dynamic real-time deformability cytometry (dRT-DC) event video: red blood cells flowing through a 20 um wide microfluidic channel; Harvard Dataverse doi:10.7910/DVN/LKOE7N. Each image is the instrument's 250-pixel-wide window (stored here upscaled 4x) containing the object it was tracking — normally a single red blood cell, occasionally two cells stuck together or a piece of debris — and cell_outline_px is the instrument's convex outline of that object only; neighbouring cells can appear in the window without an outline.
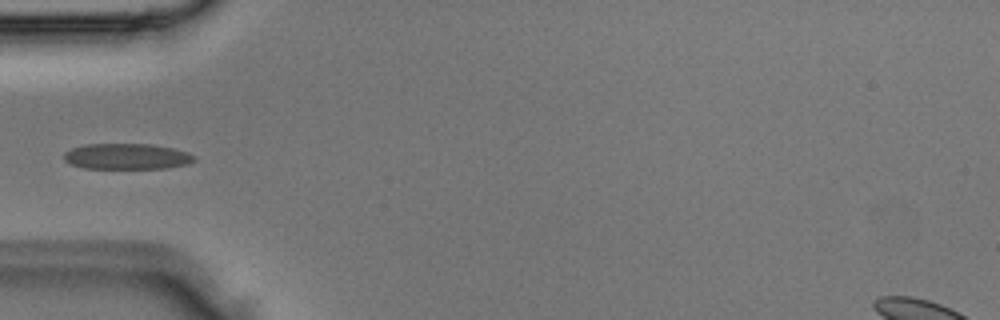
{"species": "Egyptian fruit bat (a non-hibernating species)", "species_latin": "Rousettus aegyptiacus", "temperature_condition": "room temperature", "stored_images_in_passage": 3, "camera_frame_rate_fps": 3000, "um_per_image_px": 0.085, "animal": {"sex": "male"}, "frame": {"image": 1, "passage_image": 3, "time_ms": 0.667, "image_size_px": [1000, 320], "cell_outline_px": [[196, 160], [188, 164], [168, 168], [84, 168], [72, 164], [64, 160], [64, 152], [72, 148], [84, 144], [152, 144], [172, 148], [188, 152], [196, 156]], "centroid_in_image_um": [10.81, 13.29], "position_along_channel_um": 74.2, "area_um2": 19.65}}